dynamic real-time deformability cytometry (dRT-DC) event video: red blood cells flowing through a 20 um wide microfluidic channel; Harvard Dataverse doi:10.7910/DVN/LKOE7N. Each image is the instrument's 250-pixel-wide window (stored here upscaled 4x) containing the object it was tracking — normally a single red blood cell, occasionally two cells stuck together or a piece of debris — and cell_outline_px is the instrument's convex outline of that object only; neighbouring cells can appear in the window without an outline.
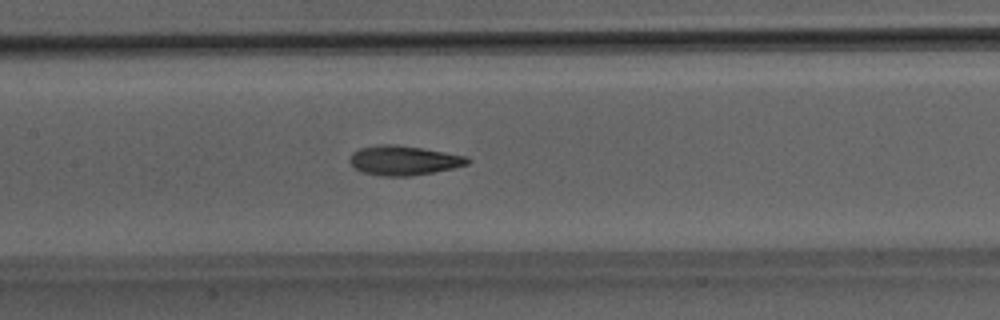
{"species": "Egyptian fruit bat (a non-hibernating species)", "species_latin": "Rousettus aegyptiacus", "temperature_condition": "room temperature", "stored_images_in_passage": 31, "camera_frame_rate_fps": 3000, "um_per_image_px": 0.085, "animal": {"sex": "male"}, "frame": {"image": 1, "passage_image": 17, "time_ms": 5.333, "image_size_px": [1000, 320], "cell_outline_px": [[472, 160], [468, 164], [452, 168], [412, 176], [380, 176], [360, 172], [348, 160], [352, 152], [360, 148], [380, 144], [396, 144], [468, 156]], "centroid_in_image_um": [34.3, 13.63], "position_along_channel_um": 173.1, "area_um2": 20.29}}
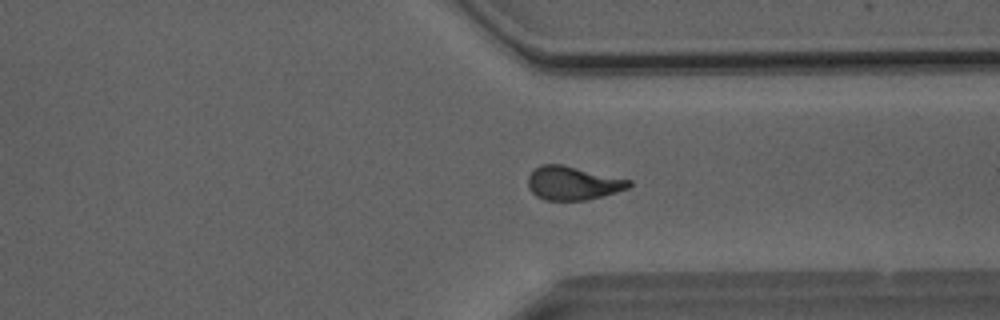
{"frame": {"image": 2, "passage_image": 31, "time_ms": 10.0, "image_size_px": [1000, 320], "cell_outline_px": [[632, 184], [628, 188], [604, 196], [588, 200], [544, 200], [536, 196], [528, 188], [528, 176], [540, 164], [564, 164], [632, 180]], "centroid_in_image_um": [48.7, 15.56], "position_along_channel_um": 362.7, "area_um2": 20.0}}